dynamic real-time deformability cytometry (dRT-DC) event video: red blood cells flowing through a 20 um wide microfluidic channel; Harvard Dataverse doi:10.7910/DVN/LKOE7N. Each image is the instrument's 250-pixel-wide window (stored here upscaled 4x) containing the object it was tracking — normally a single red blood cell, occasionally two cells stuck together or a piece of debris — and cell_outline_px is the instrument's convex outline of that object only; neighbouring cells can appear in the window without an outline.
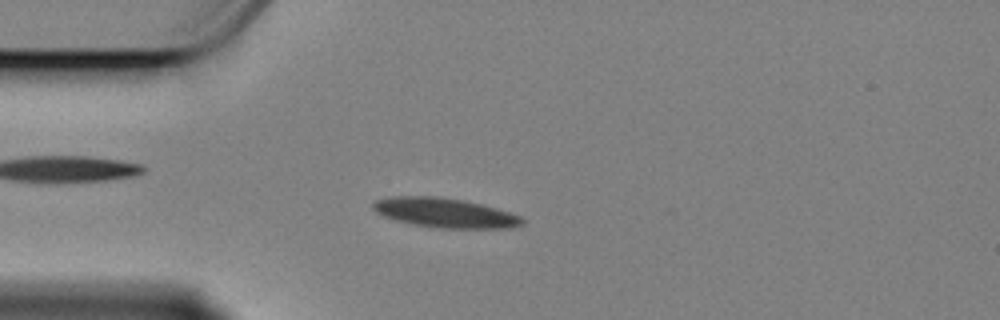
{"species": "Egyptian fruit bat (a non-hibernating species)", "species_latin": "Rousettus aegyptiacus", "temperature_condition": "cold", "stored_images_in_passage": 58, "camera_frame_rate_fps": 3000, "um_per_image_px": 0.085, "animal": {"sex": "female"}, "frame": {"image": 1, "passage_image": 14, "time_ms": 4.333, "image_size_px": [1000, 320], "cell_outline_px": [[524, 224], [512, 228], [436, 228], [412, 224], [396, 220], [384, 216], [376, 212], [372, 208], [372, 204], [376, 200], [392, 196], [436, 196], [464, 200], [496, 208], [520, 216], [524, 220]], "centroid_in_image_um": [37.81, 18.09], "position_along_channel_um": 47.2, "area_um2": 25.66}}
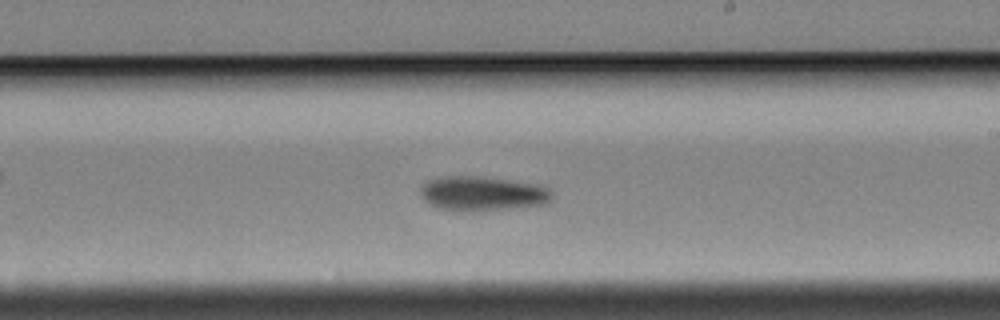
{"frame": {"image": 2, "passage_image": 33, "time_ms": 10.667, "image_size_px": [1000, 320], "cell_outline_px": [[552, 200], [548, 204], [464, 212], [456, 212], [440, 208], [428, 204], [420, 196], [420, 184], [428, 180], [444, 176], [476, 176], [504, 180], [528, 184], [548, 188], [552, 192]], "centroid_in_image_um": [40.91, 16.47], "position_along_channel_um": 248.1, "area_um2": 26.3}}
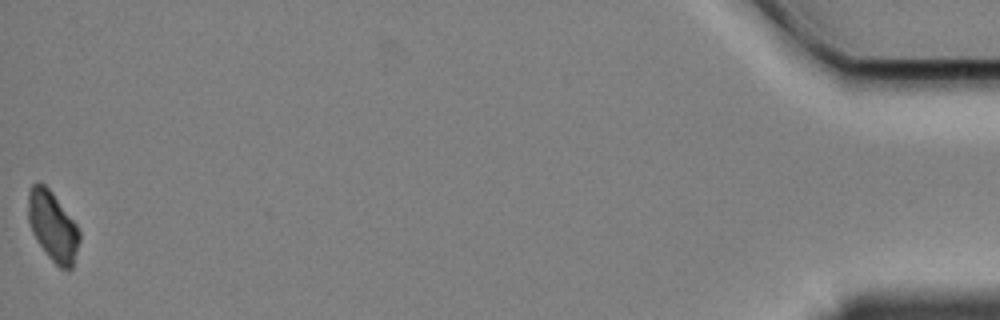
{"frame": {"image": 3, "passage_image": 58, "time_ms": 19.0, "image_size_px": [1000, 320], "cell_outline_px": [[80, 240], [72, 268], [60, 268], [48, 256], [36, 240], [32, 232], [28, 220], [28, 192], [32, 184], [36, 180], [44, 184], [52, 192], [76, 224], [80, 232]], "centroid_in_image_um": [4.47, 19.21], "position_along_channel_um": 430.7, "area_um2": 20.75}, "authors_computed_cell_mechanics": {"area_um2": 24.6517, "velocity_mm_per_s": 3.3608, "shape_relaxation_time_tau1_ms": 5.6492, "shape_relaxation_time_tau2_ms": null, "deformation_change_tau1": 0.1488, "deformation_change_tau2": null}}